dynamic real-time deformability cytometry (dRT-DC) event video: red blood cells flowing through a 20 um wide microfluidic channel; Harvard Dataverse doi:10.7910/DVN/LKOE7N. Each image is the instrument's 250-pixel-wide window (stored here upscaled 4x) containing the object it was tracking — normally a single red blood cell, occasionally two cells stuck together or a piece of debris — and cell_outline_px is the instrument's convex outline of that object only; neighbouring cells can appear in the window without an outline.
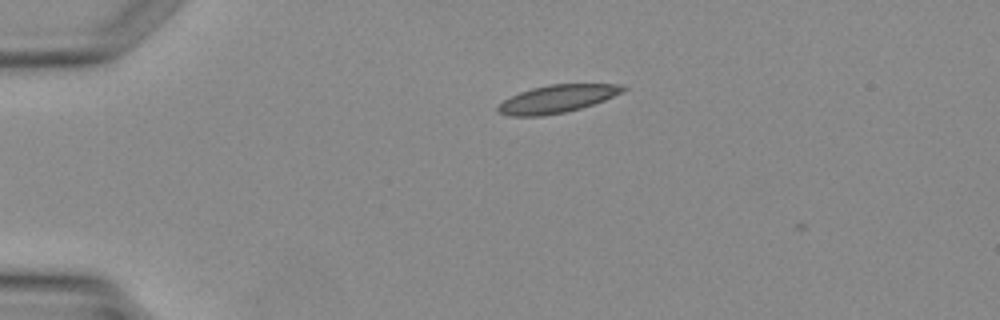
{"species": "Egyptian fruit bat (a non-hibernating species)", "species_latin": "Rousettus aegyptiacus", "temperature_condition": "warm", "stored_images_in_passage": 2, "segment_of_instrument_passage": [1, 2], "camera_frame_rate_fps": 3000, "um_per_image_px": 0.085, "animal": {"sex": "female"}, "frame": {"image": 1, "passage_image": 1, "time_ms": 0.0, "image_size_px": [1000, 320], "cell_outline_px": [[628, 88], [604, 100], [580, 108], [564, 112], [544, 116], [512, 116], [496, 112], [496, 108], [504, 100], [520, 92], [532, 88], [552, 84], [624, 84]], "centroid_in_image_um": [47.33, 8.4], "position_along_channel_um": 37.7, "area_um2": 20.0}}